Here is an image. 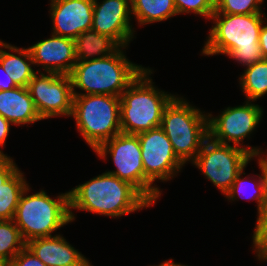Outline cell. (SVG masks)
Returning <instances> with one entry per match:
<instances>
[{
	"instance_id": "17",
	"label": "cell",
	"mask_w": 267,
	"mask_h": 266,
	"mask_svg": "<svg viewBox=\"0 0 267 266\" xmlns=\"http://www.w3.org/2000/svg\"><path fill=\"white\" fill-rule=\"evenodd\" d=\"M0 115L16 125L42 120L27 87L0 91Z\"/></svg>"
},
{
	"instance_id": "1",
	"label": "cell",
	"mask_w": 267,
	"mask_h": 266,
	"mask_svg": "<svg viewBox=\"0 0 267 266\" xmlns=\"http://www.w3.org/2000/svg\"><path fill=\"white\" fill-rule=\"evenodd\" d=\"M213 13L214 25L202 49L204 55L225 54L244 66L263 58L259 36L264 24L263 15Z\"/></svg>"
},
{
	"instance_id": "27",
	"label": "cell",
	"mask_w": 267,
	"mask_h": 266,
	"mask_svg": "<svg viewBox=\"0 0 267 266\" xmlns=\"http://www.w3.org/2000/svg\"><path fill=\"white\" fill-rule=\"evenodd\" d=\"M253 244L258 259L267 261V211H263L257 217Z\"/></svg>"
},
{
	"instance_id": "18",
	"label": "cell",
	"mask_w": 267,
	"mask_h": 266,
	"mask_svg": "<svg viewBox=\"0 0 267 266\" xmlns=\"http://www.w3.org/2000/svg\"><path fill=\"white\" fill-rule=\"evenodd\" d=\"M0 46L13 51L18 56L4 51L0 47V65L10 72V77L18 87H28L29 81L36 74L31 65H34L29 48H18L0 40Z\"/></svg>"
},
{
	"instance_id": "3",
	"label": "cell",
	"mask_w": 267,
	"mask_h": 266,
	"mask_svg": "<svg viewBox=\"0 0 267 266\" xmlns=\"http://www.w3.org/2000/svg\"><path fill=\"white\" fill-rule=\"evenodd\" d=\"M119 47L114 53L86 61H77L70 78L73 94H102L120 97L122 92L145 69L142 65L130 62ZM79 88L86 93H77Z\"/></svg>"
},
{
	"instance_id": "23",
	"label": "cell",
	"mask_w": 267,
	"mask_h": 266,
	"mask_svg": "<svg viewBox=\"0 0 267 266\" xmlns=\"http://www.w3.org/2000/svg\"><path fill=\"white\" fill-rule=\"evenodd\" d=\"M246 67L240 77V86L247 100L254 102L267 94V59Z\"/></svg>"
},
{
	"instance_id": "15",
	"label": "cell",
	"mask_w": 267,
	"mask_h": 266,
	"mask_svg": "<svg viewBox=\"0 0 267 266\" xmlns=\"http://www.w3.org/2000/svg\"><path fill=\"white\" fill-rule=\"evenodd\" d=\"M34 65H42L46 73L70 75L77 62L75 40L52 33L51 38L29 47Z\"/></svg>"
},
{
	"instance_id": "24",
	"label": "cell",
	"mask_w": 267,
	"mask_h": 266,
	"mask_svg": "<svg viewBox=\"0 0 267 266\" xmlns=\"http://www.w3.org/2000/svg\"><path fill=\"white\" fill-rule=\"evenodd\" d=\"M26 247L19 228L13 220H0V259L8 264Z\"/></svg>"
},
{
	"instance_id": "7",
	"label": "cell",
	"mask_w": 267,
	"mask_h": 266,
	"mask_svg": "<svg viewBox=\"0 0 267 266\" xmlns=\"http://www.w3.org/2000/svg\"><path fill=\"white\" fill-rule=\"evenodd\" d=\"M71 116L78 131L95 151L121 133L120 97L102 94L74 95Z\"/></svg>"
},
{
	"instance_id": "34",
	"label": "cell",
	"mask_w": 267,
	"mask_h": 266,
	"mask_svg": "<svg viewBox=\"0 0 267 266\" xmlns=\"http://www.w3.org/2000/svg\"><path fill=\"white\" fill-rule=\"evenodd\" d=\"M0 266H9V264L6 261L0 259Z\"/></svg>"
},
{
	"instance_id": "6",
	"label": "cell",
	"mask_w": 267,
	"mask_h": 266,
	"mask_svg": "<svg viewBox=\"0 0 267 266\" xmlns=\"http://www.w3.org/2000/svg\"><path fill=\"white\" fill-rule=\"evenodd\" d=\"M161 128L183 164L194 161L209 137L208 115L177 96L165 107Z\"/></svg>"
},
{
	"instance_id": "4",
	"label": "cell",
	"mask_w": 267,
	"mask_h": 266,
	"mask_svg": "<svg viewBox=\"0 0 267 266\" xmlns=\"http://www.w3.org/2000/svg\"><path fill=\"white\" fill-rule=\"evenodd\" d=\"M145 68L120 96L121 133L138 134L161 127L165 107L175 97L153 85ZM150 74V75H149Z\"/></svg>"
},
{
	"instance_id": "16",
	"label": "cell",
	"mask_w": 267,
	"mask_h": 266,
	"mask_svg": "<svg viewBox=\"0 0 267 266\" xmlns=\"http://www.w3.org/2000/svg\"><path fill=\"white\" fill-rule=\"evenodd\" d=\"M26 247L46 266H93L60 234L32 239Z\"/></svg>"
},
{
	"instance_id": "21",
	"label": "cell",
	"mask_w": 267,
	"mask_h": 266,
	"mask_svg": "<svg viewBox=\"0 0 267 266\" xmlns=\"http://www.w3.org/2000/svg\"><path fill=\"white\" fill-rule=\"evenodd\" d=\"M131 13L140 25L165 21L178 15L173 0H131Z\"/></svg>"
},
{
	"instance_id": "31",
	"label": "cell",
	"mask_w": 267,
	"mask_h": 266,
	"mask_svg": "<svg viewBox=\"0 0 267 266\" xmlns=\"http://www.w3.org/2000/svg\"><path fill=\"white\" fill-rule=\"evenodd\" d=\"M0 69H1V71L3 73V75H5L4 78H3L4 80L0 78L1 79L0 80V91L10 90V89H13L15 87H18L14 83V81L12 80V78L10 77V74L11 73L8 72V71H5L2 65H0Z\"/></svg>"
},
{
	"instance_id": "37",
	"label": "cell",
	"mask_w": 267,
	"mask_h": 266,
	"mask_svg": "<svg viewBox=\"0 0 267 266\" xmlns=\"http://www.w3.org/2000/svg\"><path fill=\"white\" fill-rule=\"evenodd\" d=\"M5 157H6L5 155H1V154H0V162H1Z\"/></svg>"
},
{
	"instance_id": "13",
	"label": "cell",
	"mask_w": 267,
	"mask_h": 266,
	"mask_svg": "<svg viewBox=\"0 0 267 266\" xmlns=\"http://www.w3.org/2000/svg\"><path fill=\"white\" fill-rule=\"evenodd\" d=\"M131 0H93L92 30L109 36L120 47L128 46L135 32L130 25Z\"/></svg>"
},
{
	"instance_id": "2",
	"label": "cell",
	"mask_w": 267,
	"mask_h": 266,
	"mask_svg": "<svg viewBox=\"0 0 267 266\" xmlns=\"http://www.w3.org/2000/svg\"><path fill=\"white\" fill-rule=\"evenodd\" d=\"M150 206L133 185L107 172L69 191L71 222L72 208L117 218Z\"/></svg>"
},
{
	"instance_id": "29",
	"label": "cell",
	"mask_w": 267,
	"mask_h": 266,
	"mask_svg": "<svg viewBox=\"0 0 267 266\" xmlns=\"http://www.w3.org/2000/svg\"><path fill=\"white\" fill-rule=\"evenodd\" d=\"M17 165L9 156L0 162V185L5 183L16 171Z\"/></svg>"
},
{
	"instance_id": "8",
	"label": "cell",
	"mask_w": 267,
	"mask_h": 266,
	"mask_svg": "<svg viewBox=\"0 0 267 266\" xmlns=\"http://www.w3.org/2000/svg\"><path fill=\"white\" fill-rule=\"evenodd\" d=\"M256 148L223 144L208 137L192 164L225 195L251 158H261L263 152Z\"/></svg>"
},
{
	"instance_id": "22",
	"label": "cell",
	"mask_w": 267,
	"mask_h": 266,
	"mask_svg": "<svg viewBox=\"0 0 267 266\" xmlns=\"http://www.w3.org/2000/svg\"><path fill=\"white\" fill-rule=\"evenodd\" d=\"M27 186L19 169L0 185V220H13L20 196Z\"/></svg>"
},
{
	"instance_id": "28",
	"label": "cell",
	"mask_w": 267,
	"mask_h": 266,
	"mask_svg": "<svg viewBox=\"0 0 267 266\" xmlns=\"http://www.w3.org/2000/svg\"><path fill=\"white\" fill-rule=\"evenodd\" d=\"M9 266H46L27 247L22 249L9 263Z\"/></svg>"
},
{
	"instance_id": "11",
	"label": "cell",
	"mask_w": 267,
	"mask_h": 266,
	"mask_svg": "<svg viewBox=\"0 0 267 266\" xmlns=\"http://www.w3.org/2000/svg\"><path fill=\"white\" fill-rule=\"evenodd\" d=\"M95 152L102 159L110 154L116 170L107 173L130 183L144 196V168L137 135L119 133L100 145Z\"/></svg>"
},
{
	"instance_id": "35",
	"label": "cell",
	"mask_w": 267,
	"mask_h": 266,
	"mask_svg": "<svg viewBox=\"0 0 267 266\" xmlns=\"http://www.w3.org/2000/svg\"><path fill=\"white\" fill-rule=\"evenodd\" d=\"M264 211H267V185H266V203L264 206Z\"/></svg>"
},
{
	"instance_id": "33",
	"label": "cell",
	"mask_w": 267,
	"mask_h": 266,
	"mask_svg": "<svg viewBox=\"0 0 267 266\" xmlns=\"http://www.w3.org/2000/svg\"><path fill=\"white\" fill-rule=\"evenodd\" d=\"M167 266H188V265L177 264L172 262V259H170L169 261L167 260Z\"/></svg>"
},
{
	"instance_id": "14",
	"label": "cell",
	"mask_w": 267,
	"mask_h": 266,
	"mask_svg": "<svg viewBox=\"0 0 267 266\" xmlns=\"http://www.w3.org/2000/svg\"><path fill=\"white\" fill-rule=\"evenodd\" d=\"M53 34L75 40L90 30L93 22V0H51Z\"/></svg>"
},
{
	"instance_id": "12",
	"label": "cell",
	"mask_w": 267,
	"mask_h": 266,
	"mask_svg": "<svg viewBox=\"0 0 267 266\" xmlns=\"http://www.w3.org/2000/svg\"><path fill=\"white\" fill-rule=\"evenodd\" d=\"M263 110L250 100L245 105L227 107L217 117L208 113L209 137L219 143L242 147L241 141L248 137L259 125Z\"/></svg>"
},
{
	"instance_id": "36",
	"label": "cell",
	"mask_w": 267,
	"mask_h": 266,
	"mask_svg": "<svg viewBox=\"0 0 267 266\" xmlns=\"http://www.w3.org/2000/svg\"><path fill=\"white\" fill-rule=\"evenodd\" d=\"M157 266H167V261L163 262V263H160L159 265Z\"/></svg>"
},
{
	"instance_id": "5",
	"label": "cell",
	"mask_w": 267,
	"mask_h": 266,
	"mask_svg": "<svg viewBox=\"0 0 267 266\" xmlns=\"http://www.w3.org/2000/svg\"><path fill=\"white\" fill-rule=\"evenodd\" d=\"M29 185L22 192L13 218L24 241L52 237V233L71 222L69 192L52 199L44 190L26 196Z\"/></svg>"
},
{
	"instance_id": "19",
	"label": "cell",
	"mask_w": 267,
	"mask_h": 266,
	"mask_svg": "<svg viewBox=\"0 0 267 266\" xmlns=\"http://www.w3.org/2000/svg\"><path fill=\"white\" fill-rule=\"evenodd\" d=\"M119 47L112 38L92 29L81 33L75 39L77 61L92 60L97 55L96 58H103L114 53Z\"/></svg>"
},
{
	"instance_id": "10",
	"label": "cell",
	"mask_w": 267,
	"mask_h": 266,
	"mask_svg": "<svg viewBox=\"0 0 267 266\" xmlns=\"http://www.w3.org/2000/svg\"><path fill=\"white\" fill-rule=\"evenodd\" d=\"M28 90L41 119L71 116L73 88L70 75L37 73L29 81Z\"/></svg>"
},
{
	"instance_id": "26",
	"label": "cell",
	"mask_w": 267,
	"mask_h": 266,
	"mask_svg": "<svg viewBox=\"0 0 267 266\" xmlns=\"http://www.w3.org/2000/svg\"><path fill=\"white\" fill-rule=\"evenodd\" d=\"M178 14L195 13L210 20L215 12V0H173Z\"/></svg>"
},
{
	"instance_id": "30",
	"label": "cell",
	"mask_w": 267,
	"mask_h": 266,
	"mask_svg": "<svg viewBox=\"0 0 267 266\" xmlns=\"http://www.w3.org/2000/svg\"><path fill=\"white\" fill-rule=\"evenodd\" d=\"M10 124L11 123L8 120L0 115V146H3L5 144L6 138L9 135ZM0 154L7 157V155L4 154L3 151H0Z\"/></svg>"
},
{
	"instance_id": "9",
	"label": "cell",
	"mask_w": 267,
	"mask_h": 266,
	"mask_svg": "<svg viewBox=\"0 0 267 266\" xmlns=\"http://www.w3.org/2000/svg\"><path fill=\"white\" fill-rule=\"evenodd\" d=\"M136 135L140 141L144 168V197L154 204L161 192L155 184L152 186L153 182L157 179L167 181L173 178L184 164L177 158L170 140L161 127Z\"/></svg>"
},
{
	"instance_id": "25",
	"label": "cell",
	"mask_w": 267,
	"mask_h": 266,
	"mask_svg": "<svg viewBox=\"0 0 267 266\" xmlns=\"http://www.w3.org/2000/svg\"><path fill=\"white\" fill-rule=\"evenodd\" d=\"M264 0H215V12L224 14L262 13L260 4Z\"/></svg>"
},
{
	"instance_id": "32",
	"label": "cell",
	"mask_w": 267,
	"mask_h": 266,
	"mask_svg": "<svg viewBox=\"0 0 267 266\" xmlns=\"http://www.w3.org/2000/svg\"><path fill=\"white\" fill-rule=\"evenodd\" d=\"M259 46L264 59H267V25H262L260 36H259Z\"/></svg>"
},
{
	"instance_id": "20",
	"label": "cell",
	"mask_w": 267,
	"mask_h": 266,
	"mask_svg": "<svg viewBox=\"0 0 267 266\" xmlns=\"http://www.w3.org/2000/svg\"><path fill=\"white\" fill-rule=\"evenodd\" d=\"M258 161V166L260 167L262 172L261 175H259V179L256 180V182H250L248 179L246 180L245 178H241L242 174L245 175V173L242 171L236 177L235 181L231 186V189L225 195L228 200L234 201L235 199H237V196H242L244 191L245 193H247L246 191L248 187V190H250V192H248L250 194L249 199L251 198L257 201V209L259 215L264 211V206L266 203L267 161L263 158V156L258 159ZM244 198H246V196Z\"/></svg>"
}]
</instances>
